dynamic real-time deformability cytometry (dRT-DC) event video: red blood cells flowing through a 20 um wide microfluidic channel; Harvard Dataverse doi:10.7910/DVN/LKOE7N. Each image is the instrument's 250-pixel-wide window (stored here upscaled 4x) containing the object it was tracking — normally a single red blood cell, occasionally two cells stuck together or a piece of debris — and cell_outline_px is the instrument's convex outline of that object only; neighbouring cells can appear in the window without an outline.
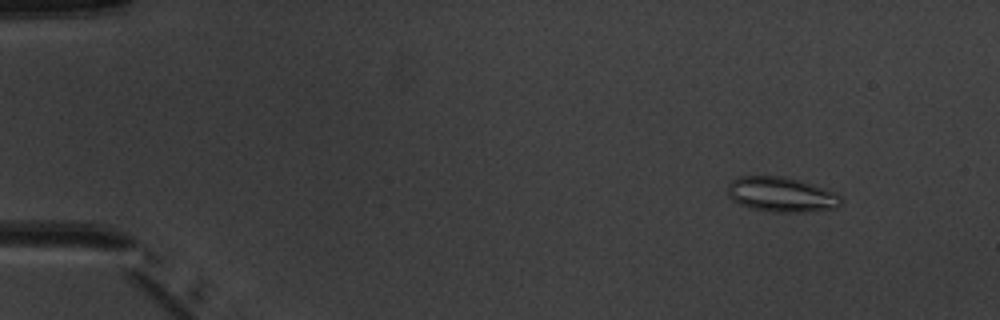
{"species": "common noctule bat (a hibernating species)", "species_latin": "Nyctalus noctula", "temperature_condition": "warm", "stored_images_in_passage": 5, "camera_frame_rate_fps": 3000, "um_per_image_px": 0.085, "animal": {"sex": "male", "body_mass_g": 20.1, "forearm_length_mm": 53.5}, "frame": {"image": 1, "passage_image": 1, "time_ms": 0.0, "image_size_px": [1000, 320], "cell_outline_px": [[844, 200], [836, 208], [808, 212], [768, 212], [752, 208], [740, 204], [732, 200], [728, 196], [728, 184], [732, 180], [740, 176], [784, 176], [800, 180], [836, 192]], "centroid_in_image_um": [66.43, 16.54], "position_along_channel_um": 18.6, "area_um2": 23.29}}
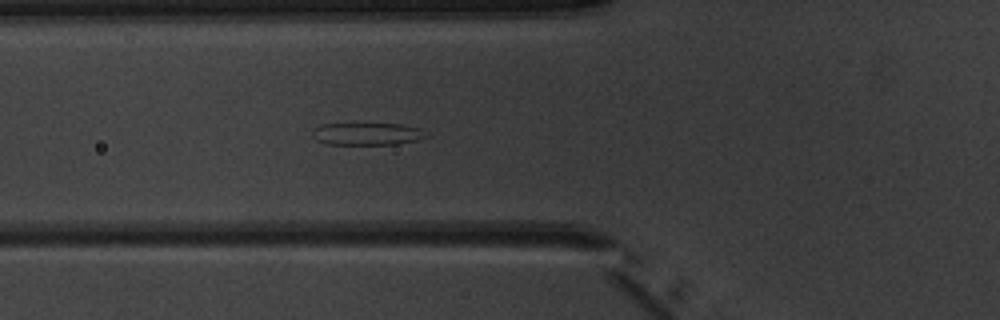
{"frame": {"image": 2, "passage_image": 5, "time_ms": 4.667, "image_size_px": [1000, 320], "cell_outline_px": [[428, 136], [416, 140], [396, 144], [328, 144], [316, 140], [312, 136], [312, 128], [324, 124], [400, 124], [420, 128]], "centroid_in_image_um": [31.17, 11.38], "position_along_channel_um": 94.6, "area_um2": 14.68}}